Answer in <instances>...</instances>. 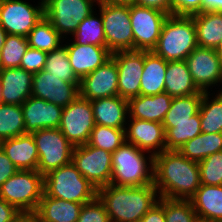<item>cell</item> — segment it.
<instances>
[{"label": "cell", "mask_w": 222, "mask_h": 222, "mask_svg": "<svg viewBox=\"0 0 222 222\" xmlns=\"http://www.w3.org/2000/svg\"><path fill=\"white\" fill-rule=\"evenodd\" d=\"M153 167V184L159 197L190 200L201 186L199 164L178 150L156 154Z\"/></svg>", "instance_id": "obj_1"}, {"label": "cell", "mask_w": 222, "mask_h": 222, "mask_svg": "<svg viewBox=\"0 0 222 222\" xmlns=\"http://www.w3.org/2000/svg\"><path fill=\"white\" fill-rule=\"evenodd\" d=\"M154 184L138 187L105 185L97 189V197L105 205L111 222H140L158 202Z\"/></svg>", "instance_id": "obj_2"}, {"label": "cell", "mask_w": 222, "mask_h": 222, "mask_svg": "<svg viewBox=\"0 0 222 222\" xmlns=\"http://www.w3.org/2000/svg\"><path fill=\"white\" fill-rule=\"evenodd\" d=\"M197 46L196 26L193 18L168 15L152 52L165 61H183Z\"/></svg>", "instance_id": "obj_3"}, {"label": "cell", "mask_w": 222, "mask_h": 222, "mask_svg": "<svg viewBox=\"0 0 222 222\" xmlns=\"http://www.w3.org/2000/svg\"><path fill=\"white\" fill-rule=\"evenodd\" d=\"M145 152L126 141L119 146L112 153V176L110 184L127 187L153 184L154 156L149 155V158H146ZM146 160L149 161L150 165ZM147 165L149 166L147 167Z\"/></svg>", "instance_id": "obj_4"}, {"label": "cell", "mask_w": 222, "mask_h": 222, "mask_svg": "<svg viewBox=\"0 0 222 222\" xmlns=\"http://www.w3.org/2000/svg\"><path fill=\"white\" fill-rule=\"evenodd\" d=\"M44 193L51 198L86 204L97 197V188L71 162L44 176Z\"/></svg>", "instance_id": "obj_5"}, {"label": "cell", "mask_w": 222, "mask_h": 222, "mask_svg": "<svg viewBox=\"0 0 222 222\" xmlns=\"http://www.w3.org/2000/svg\"><path fill=\"white\" fill-rule=\"evenodd\" d=\"M44 193V176L37 170H18L0 187V198L20 212H36Z\"/></svg>", "instance_id": "obj_6"}, {"label": "cell", "mask_w": 222, "mask_h": 222, "mask_svg": "<svg viewBox=\"0 0 222 222\" xmlns=\"http://www.w3.org/2000/svg\"><path fill=\"white\" fill-rule=\"evenodd\" d=\"M38 151L37 171L45 176L50 171L72 162L74 145L59 128H45L31 133Z\"/></svg>", "instance_id": "obj_7"}, {"label": "cell", "mask_w": 222, "mask_h": 222, "mask_svg": "<svg viewBox=\"0 0 222 222\" xmlns=\"http://www.w3.org/2000/svg\"><path fill=\"white\" fill-rule=\"evenodd\" d=\"M99 3L103 20L105 46L111 53L133 51V31L130 21V5Z\"/></svg>", "instance_id": "obj_8"}, {"label": "cell", "mask_w": 222, "mask_h": 222, "mask_svg": "<svg viewBox=\"0 0 222 222\" xmlns=\"http://www.w3.org/2000/svg\"><path fill=\"white\" fill-rule=\"evenodd\" d=\"M96 1L44 0V16L64 38L76 32L78 25L94 11Z\"/></svg>", "instance_id": "obj_9"}, {"label": "cell", "mask_w": 222, "mask_h": 222, "mask_svg": "<svg viewBox=\"0 0 222 222\" xmlns=\"http://www.w3.org/2000/svg\"><path fill=\"white\" fill-rule=\"evenodd\" d=\"M168 14L150 7L130 5V21L133 31V50L153 51Z\"/></svg>", "instance_id": "obj_10"}, {"label": "cell", "mask_w": 222, "mask_h": 222, "mask_svg": "<svg viewBox=\"0 0 222 222\" xmlns=\"http://www.w3.org/2000/svg\"><path fill=\"white\" fill-rule=\"evenodd\" d=\"M112 153L89 144L74 146L72 163L97 189L110 184Z\"/></svg>", "instance_id": "obj_11"}, {"label": "cell", "mask_w": 222, "mask_h": 222, "mask_svg": "<svg viewBox=\"0 0 222 222\" xmlns=\"http://www.w3.org/2000/svg\"><path fill=\"white\" fill-rule=\"evenodd\" d=\"M95 120L91 101L79 95L63 109L59 129L74 146L87 144Z\"/></svg>", "instance_id": "obj_12"}, {"label": "cell", "mask_w": 222, "mask_h": 222, "mask_svg": "<svg viewBox=\"0 0 222 222\" xmlns=\"http://www.w3.org/2000/svg\"><path fill=\"white\" fill-rule=\"evenodd\" d=\"M32 6L22 0H0V26L9 35L27 37L44 16V0Z\"/></svg>", "instance_id": "obj_13"}, {"label": "cell", "mask_w": 222, "mask_h": 222, "mask_svg": "<svg viewBox=\"0 0 222 222\" xmlns=\"http://www.w3.org/2000/svg\"><path fill=\"white\" fill-rule=\"evenodd\" d=\"M185 62L200 91L207 92L209 86L222 83V60L215 49L197 46Z\"/></svg>", "instance_id": "obj_14"}, {"label": "cell", "mask_w": 222, "mask_h": 222, "mask_svg": "<svg viewBox=\"0 0 222 222\" xmlns=\"http://www.w3.org/2000/svg\"><path fill=\"white\" fill-rule=\"evenodd\" d=\"M111 57L118 68V95L127 100L139 96L145 51H119Z\"/></svg>", "instance_id": "obj_15"}, {"label": "cell", "mask_w": 222, "mask_h": 222, "mask_svg": "<svg viewBox=\"0 0 222 222\" xmlns=\"http://www.w3.org/2000/svg\"><path fill=\"white\" fill-rule=\"evenodd\" d=\"M79 87L80 83H67L41 70L33 74L31 96L65 108L79 97Z\"/></svg>", "instance_id": "obj_16"}, {"label": "cell", "mask_w": 222, "mask_h": 222, "mask_svg": "<svg viewBox=\"0 0 222 222\" xmlns=\"http://www.w3.org/2000/svg\"><path fill=\"white\" fill-rule=\"evenodd\" d=\"M80 96L93 101L95 99L118 96V68L111 57L95 71L80 80Z\"/></svg>", "instance_id": "obj_17"}, {"label": "cell", "mask_w": 222, "mask_h": 222, "mask_svg": "<svg viewBox=\"0 0 222 222\" xmlns=\"http://www.w3.org/2000/svg\"><path fill=\"white\" fill-rule=\"evenodd\" d=\"M127 128H125L126 142L134 144L153 156L166 150L165 130L162 123L130 119Z\"/></svg>", "instance_id": "obj_18"}, {"label": "cell", "mask_w": 222, "mask_h": 222, "mask_svg": "<svg viewBox=\"0 0 222 222\" xmlns=\"http://www.w3.org/2000/svg\"><path fill=\"white\" fill-rule=\"evenodd\" d=\"M26 133L45 128H59L63 109L61 106L30 96L22 105Z\"/></svg>", "instance_id": "obj_19"}, {"label": "cell", "mask_w": 222, "mask_h": 222, "mask_svg": "<svg viewBox=\"0 0 222 222\" xmlns=\"http://www.w3.org/2000/svg\"><path fill=\"white\" fill-rule=\"evenodd\" d=\"M66 48L70 65L80 80L103 65L112 55L106 46L80 45L73 42L67 44Z\"/></svg>", "instance_id": "obj_20"}, {"label": "cell", "mask_w": 222, "mask_h": 222, "mask_svg": "<svg viewBox=\"0 0 222 222\" xmlns=\"http://www.w3.org/2000/svg\"><path fill=\"white\" fill-rule=\"evenodd\" d=\"M33 74L23 68L0 69L3 104L22 105L32 93Z\"/></svg>", "instance_id": "obj_21"}, {"label": "cell", "mask_w": 222, "mask_h": 222, "mask_svg": "<svg viewBox=\"0 0 222 222\" xmlns=\"http://www.w3.org/2000/svg\"><path fill=\"white\" fill-rule=\"evenodd\" d=\"M173 97L166 92L156 95H139L128 100V117L162 123L171 107Z\"/></svg>", "instance_id": "obj_22"}, {"label": "cell", "mask_w": 222, "mask_h": 222, "mask_svg": "<svg viewBox=\"0 0 222 222\" xmlns=\"http://www.w3.org/2000/svg\"><path fill=\"white\" fill-rule=\"evenodd\" d=\"M0 148L18 170H37L39 155L32 134L2 140Z\"/></svg>", "instance_id": "obj_23"}, {"label": "cell", "mask_w": 222, "mask_h": 222, "mask_svg": "<svg viewBox=\"0 0 222 222\" xmlns=\"http://www.w3.org/2000/svg\"><path fill=\"white\" fill-rule=\"evenodd\" d=\"M95 125L125 129L128 119V100L118 96L91 101ZM127 118V119H126Z\"/></svg>", "instance_id": "obj_24"}, {"label": "cell", "mask_w": 222, "mask_h": 222, "mask_svg": "<svg viewBox=\"0 0 222 222\" xmlns=\"http://www.w3.org/2000/svg\"><path fill=\"white\" fill-rule=\"evenodd\" d=\"M200 222H222V185H205L190 199Z\"/></svg>", "instance_id": "obj_25"}, {"label": "cell", "mask_w": 222, "mask_h": 222, "mask_svg": "<svg viewBox=\"0 0 222 222\" xmlns=\"http://www.w3.org/2000/svg\"><path fill=\"white\" fill-rule=\"evenodd\" d=\"M82 203L51 198L43 193L36 210L39 222H77Z\"/></svg>", "instance_id": "obj_26"}, {"label": "cell", "mask_w": 222, "mask_h": 222, "mask_svg": "<svg viewBox=\"0 0 222 222\" xmlns=\"http://www.w3.org/2000/svg\"><path fill=\"white\" fill-rule=\"evenodd\" d=\"M168 61L152 51H145V62L141 76L140 95H156L165 92V75Z\"/></svg>", "instance_id": "obj_27"}, {"label": "cell", "mask_w": 222, "mask_h": 222, "mask_svg": "<svg viewBox=\"0 0 222 222\" xmlns=\"http://www.w3.org/2000/svg\"><path fill=\"white\" fill-rule=\"evenodd\" d=\"M165 92L171 97L188 96L200 92L193 82L185 60L168 61Z\"/></svg>", "instance_id": "obj_28"}, {"label": "cell", "mask_w": 222, "mask_h": 222, "mask_svg": "<svg viewBox=\"0 0 222 222\" xmlns=\"http://www.w3.org/2000/svg\"><path fill=\"white\" fill-rule=\"evenodd\" d=\"M191 17L196 26L197 45L215 49L222 40V14L201 12Z\"/></svg>", "instance_id": "obj_29"}, {"label": "cell", "mask_w": 222, "mask_h": 222, "mask_svg": "<svg viewBox=\"0 0 222 222\" xmlns=\"http://www.w3.org/2000/svg\"><path fill=\"white\" fill-rule=\"evenodd\" d=\"M178 151L187 159L201 162L216 152L222 151V133H203L182 145Z\"/></svg>", "instance_id": "obj_30"}, {"label": "cell", "mask_w": 222, "mask_h": 222, "mask_svg": "<svg viewBox=\"0 0 222 222\" xmlns=\"http://www.w3.org/2000/svg\"><path fill=\"white\" fill-rule=\"evenodd\" d=\"M190 120L183 123H162L165 130L166 150H178L187 141L202 132L199 112Z\"/></svg>", "instance_id": "obj_31"}, {"label": "cell", "mask_w": 222, "mask_h": 222, "mask_svg": "<svg viewBox=\"0 0 222 222\" xmlns=\"http://www.w3.org/2000/svg\"><path fill=\"white\" fill-rule=\"evenodd\" d=\"M210 92H204L200 105V127L203 133H222V91L208 99Z\"/></svg>", "instance_id": "obj_32"}, {"label": "cell", "mask_w": 222, "mask_h": 222, "mask_svg": "<svg viewBox=\"0 0 222 222\" xmlns=\"http://www.w3.org/2000/svg\"><path fill=\"white\" fill-rule=\"evenodd\" d=\"M203 91L188 96L173 97L171 107L162 123H183L191 121V117L200 110Z\"/></svg>", "instance_id": "obj_33"}, {"label": "cell", "mask_w": 222, "mask_h": 222, "mask_svg": "<svg viewBox=\"0 0 222 222\" xmlns=\"http://www.w3.org/2000/svg\"><path fill=\"white\" fill-rule=\"evenodd\" d=\"M29 47L51 52L61 44L62 36L43 16L27 36Z\"/></svg>", "instance_id": "obj_34"}, {"label": "cell", "mask_w": 222, "mask_h": 222, "mask_svg": "<svg viewBox=\"0 0 222 222\" xmlns=\"http://www.w3.org/2000/svg\"><path fill=\"white\" fill-rule=\"evenodd\" d=\"M26 134L21 105L0 104V141Z\"/></svg>", "instance_id": "obj_35"}, {"label": "cell", "mask_w": 222, "mask_h": 222, "mask_svg": "<svg viewBox=\"0 0 222 222\" xmlns=\"http://www.w3.org/2000/svg\"><path fill=\"white\" fill-rule=\"evenodd\" d=\"M43 70L48 74L58 76L67 83H80V79L70 65L66 44L48 52Z\"/></svg>", "instance_id": "obj_36"}, {"label": "cell", "mask_w": 222, "mask_h": 222, "mask_svg": "<svg viewBox=\"0 0 222 222\" xmlns=\"http://www.w3.org/2000/svg\"><path fill=\"white\" fill-rule=\"evenodd\" d=\"M75 44L105 46L103 20L94 16V11L85 18L73 34Z\"/></svg>", "instance_id": "obj_37"}, {"label": "cell", "mask_w": 222, "mask_h": 222, "mask_svg": "<svg viewBox=\"0 0 222 222\" xmlns=\"http://www.w3.org/2000/svg\"><path fill=\"white\" fill-rule=\"evenodd\" d=\"M28 48L27 37L7 34L0 50V69L20 67Z\"/></svg>", "instance_id": "obj_38"}, {"label": "cell", "mask_w": 222, "mask_h": 222, "mask_svg": "<svg viewBox=\"0 0 222 222\" xmlns=\"http://www.w3.org/2000/svg\"><path fill=\"white\" fill-rule=\"evenodd\" d=\"M125 141V129L95 125L87 144L113 153Z\"/></svg>", "instance_id": "obj_39"}, {"label": "cell", "mask_w": 222, "mask_h": 222, "mask_svg": "<svg viewBox=\"0 0 222 222\" xmlns=\"http://www.w3.org/2000/svg\"><path fill=\"white\" fill-rule=\"evenodd\" d=\"M166 222H200L190 200L164 198Z\"/></svg>", "instance_id": "obj_40"}, {"label": "cell", "mask_w": 222, "mask_h": 222, "mask_svg": "<svg viewBox=\"0 0 222 222\" xmlns=\"http://www.w3.org/2000/svg\"><path fill=\"white\" fill-rule=\"evenodd\" d=\"M198 164L201 184L222 185V151L209 155Z\"/></svg>", "instance_id": "obj_41"}, {"label": "cell", "mask_w": 222, "mask_h": 222, "mask_svg": "<svg viewBox=\"0 0 222 222\" xmlns=\"http://www.w3.org/2000/svg\"><path fill=\"white\" fill-rule=\"evenodd\" d=\"M77 222H111L105 205L96 197L93 201L83 204Z\"/></svg>", "instance_id": "obj_42"}, {"label": "cell", "mask_w": 222, "mask_h": 222, "mask_svg": "<svg viewBox=\"0 0 222 222\" xmlns=\"http://www.w3.org/2000/svg\"><path fill=\"white\" fill-rule=\"evenodd\" d=\"M48 52L29 47L20 62V68L35 74L44 69Z\"/></svg>", "instance_id": "obj_43"}, {"label": "cell", "mask_w": 222, "mask_h": 222, "mask_svg": "<svg viewBox=\"0 0 222 222\" xmlns=\"http://www.w3.org/2000/svg\"><path fill=\"white\" fill-rule=\"evenodd\" d=\"M203 0H170L169 15L192 16L202 12Z\"/></svg>", "instance_id": "obj_44"}, {"label": "cell", "mask_w": 222, "mask_h": 222, "mask_svg": "<svg viewBox=\"0 0 222 222\" xmlns=\"http://www.w3.org/2000/svg\"><path fill=\"white\" fill-rule=\"evenodd\" d=\"M140 222H166L164 215V198L160 197L151 209L142 217Z\"/></svg>", "instance_id": "obj_45"}, {"label": "cell", "mask_w": 222, "mask_h": 222, "mask_svg": "<svg viewBox=\"0 0 222 222\" xmlns=\"http://www.w3.org/2000/svg\"><path fill=\"white\" fill-rule=\"evenodd\" d=\"M18 169L11 162L8 156L0 148V187L1 185L12 175H14Z\"/></svg>", "instance_id": "obj_46"}, {"label": "cell", "mask_w": 222, "mask_h": 222, "mask_svg": "<svg viewBox=\"0 0 222 222\" xmlns=\"http://www.w3.org/2000/svg\"><path fill=\"white\" fill-rule=\"evenodd\" d=\"M19 213L15 206L0 198V222H12Z\"/></svg>", "instance_id": "obj_47"}, {"label": "cell", "mask_w": 222, "mask_h": 222, "mask_svg": "<svg viewBox=\"0 0 222 222\" xmlns=\"http://www.w3.org/2000/svg\"><path fill=\"white\" fill-rule=\"evenodd\" d=\"M169 1L170 0H133V4L155 8L169 15Z\"/></svg>", "instance_id": "obj_48"}, {"label": "cell", "mask_w": 222, "mask_h": 222, "mask_svg": "<svg viewBox=\"0 0 222 222\" xmlns=\"http://www.w3.org/2000/svg\"><path fill=\"white\" fill-rule=\"evenodd\" d=\"M222 9V0H203L202 12H219Z\"/></svg>", "instance_id": "obj_49"}, {"label": "cell", "mask_w": 222, "mask_h": 222, "mask_svg": "<svg viewBox=\"0 0 222 222\" xmlns=\"http://www.w3.org/2000/svg\"><path fill=\"white\" fill-rule=\"evenodd\" d=\"M12 222H39L35 212H20Z\"/></svg>", "instance_id": "obj_50"}, {"label": "cell", "mask_w": 222, "mask_h": 222, "mask_svg": "<svg viewBox=\"0 0 222 222\" xmlns=\"http://www.w3.org/2000/svg\"><path fill=\"white\" fill-rule=\"evenodd\" d=\"M98 2L113 4V5H131L133 0H98Z\"/></svg>", "instance_id": "obj_51"}, {"label": "cell", "mask_w": 222, "mask_h": 222, "mask_svg": "<svg viewBox=\"0 0 222 222\" xmlns=\"http://www.w3.org/2000/svg\"><path fill=\"white\" fill-rule=\"evenodd\" d=\"M7 33L5 32V30L0 26V50L4 45V41H5V37H6Z\"/></svg>", "instance_id": "obj_52"}, {"label": "cell", "mask_w": 222, "mask_h": 222, "mask_svg": "<svg viewBox=\"0 0 222 222\" xmlns=\"http://www.w3.org/2000/svg\"><path fill=\"white\" fill-rule=\"evenodd\" d=\"M215 51L217 53V55L221 58L222 60V40L220 41V43L218 44V46L215 48Z\"/></svg>", "instance_id": "obj_53"}, {"label": "cell", "mask_w": 222, "mask_h": 222, "mask_svg": "<svg viewBox=\"0 0 222 222\" xmlns=\"http://www.w3.org/2000/svg\"><path fill=\"white\" fill-rule=\"evenodd\" d=\"M2 91H3V86H2L1 81H0V104H3Z\"/></svg>", "instance_id": "obj_54"}]
</instances>
